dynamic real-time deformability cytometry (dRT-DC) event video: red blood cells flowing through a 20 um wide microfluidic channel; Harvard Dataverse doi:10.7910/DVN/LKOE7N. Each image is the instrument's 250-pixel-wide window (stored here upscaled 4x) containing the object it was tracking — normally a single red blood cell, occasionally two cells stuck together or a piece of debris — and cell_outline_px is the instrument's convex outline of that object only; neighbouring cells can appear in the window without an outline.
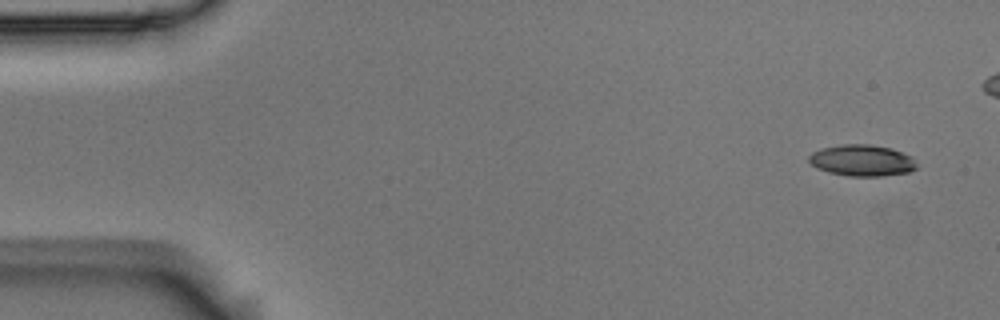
{"species": "Egyptian fruit bat (a non-hibernating species)", "species_latin": "Rousettus aegyptiacus", "temperature_condition": "room temperature", "stored_images_in_passage": 8, "segment_of_instrument_passage": [1, 2], "camera_frame_rate_fps": 3000, "um_per_image_px": 0.085, "animal": {"sex": "male"}, "frame": {"image": 1, "passage_image": 1, "time_ms": 0.0, "image_size_px": [1000, 320], "cell_outline_px": [[916, 168], [908, 172], [880, 176], [848, 176], [828, 172], [816, 168], [808, 160], [808, 156], [812, 152], [820, 148], [844, 144], [868, 144], [892, 148], [912, 156], [916, 164]], "centroid_in_image_um": [73.25, 13.63], "position_along_channel_um": 11.8, "area_um2": 19.77}}
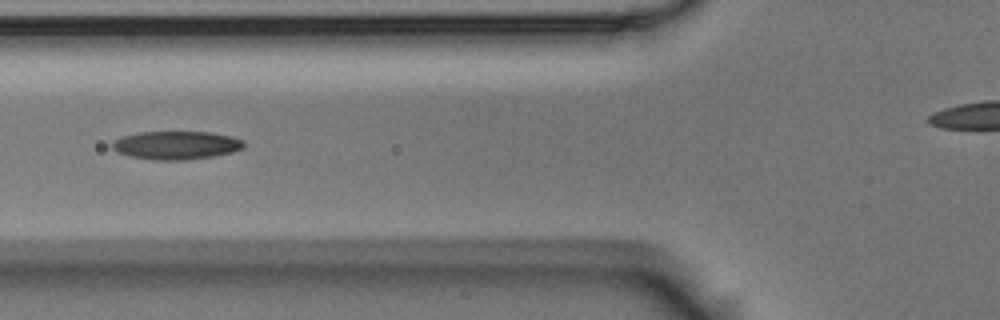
{"frame": {"image": 2, "passage_image": 6, "time_ms": 1.667, "image_size_px": [1000, 320], "cell_outline_px": [[244, 148], [232, 152], [212, 156], [184, 160], [156, 160], [128, 156], [116, 152], [112, 148], [112, 140], [120, 136], [136, 132], [212, 132], [232, 136], [244, 140]], "centroid_in_image_um": [14.94, 12.33], "position_along_channel_um": 110.9, "area_um2": 21.96}}
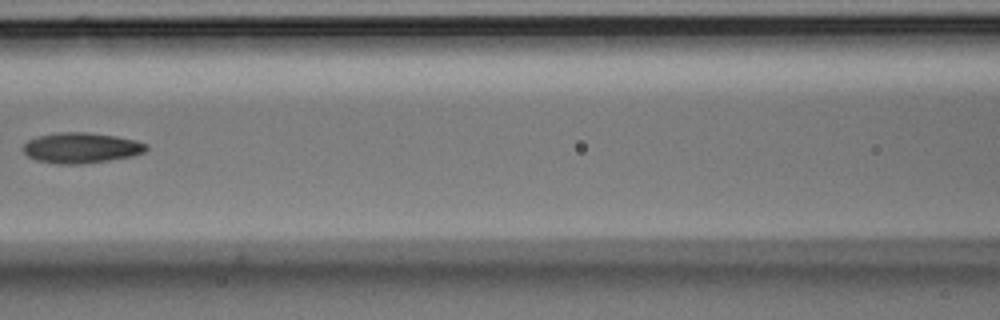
{"frame": {"image": 3, "passage_image": 7, "time_ms": 2.0, "image_size_px": [1000, 320], "cell_outline_px": [[148, 148], [144, 152], [132, 156], [84, 164], [56, 164], [36, 160], [28, 156], [20, 148], [28, 140], [40, 136], [56, 132], [88, 132], [116, 136], [136, 140], [148, 144]], "centroid_in_image_um": [6.89, 12.57], "position_along_channel_um": 159.7, "area_um2": 22.02}}